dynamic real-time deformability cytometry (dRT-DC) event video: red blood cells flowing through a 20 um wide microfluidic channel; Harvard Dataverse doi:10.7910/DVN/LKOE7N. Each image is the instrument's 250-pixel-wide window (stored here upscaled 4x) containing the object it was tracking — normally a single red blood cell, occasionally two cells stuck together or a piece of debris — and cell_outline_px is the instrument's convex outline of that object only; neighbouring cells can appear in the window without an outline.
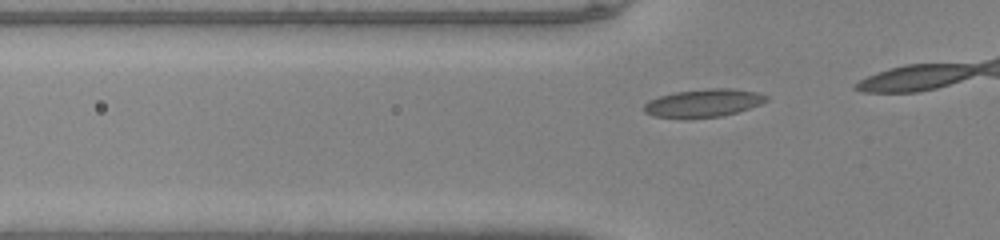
{"species": "common noctule bat (a hibernating species)", "species_latin": "Nyctalus noctula", "temperature_condition": "warm", "stored_images_in_passage": 8, "camera_frame_rate_fps": 3000, "um_per_image_px": 0.085, "animal": {"sex": "male", "body_mass_g": 20.0, "forearm_length_mm": 53.3}, "frame": {"image": 1, "passage_image": 3, "time_ms": 0.667, "image_size_px": [1000, 240], "cell_outline_px": [[768, 100], [760, 104], [736, 112], [720, 116], [688, 120], [684, 120], [652, 116], [644, 112], [644, 104], [648, 100], [660, 96], [676, 92], [708, 88], [732, 88], [756, 92], [768, 96]], "centroid_in_image_um": [59.73, 8.78], "position_along_channel_um": 66.1, "area_um2": 20.29}}
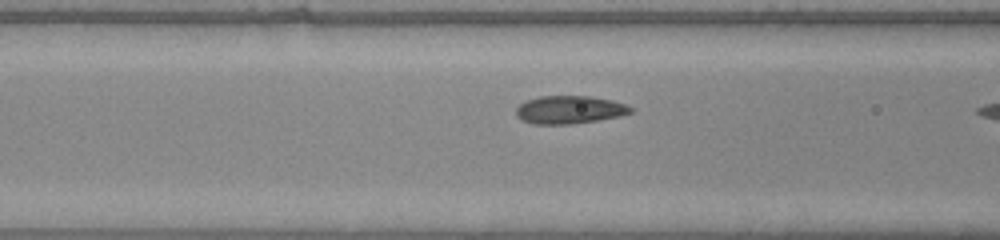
{"frame": {"image": 2, "passage_image": 7, "time_ms": 2.0, "image_size_px": [1000, 240], "cell_outline_px": [[632, 112], [616, 116], [596, 120], [572, 124], [532, 124], [520, 120], [516, 116], [516, 108], [520, 104], [528, 100], [540, 96], [588, 96], [612, 100], [624, 104], [632, 108]], "centroid_in_image_um": [48.34, 9.33], "position_along_channel_um": 118.3, "area_um2": 18.5}}